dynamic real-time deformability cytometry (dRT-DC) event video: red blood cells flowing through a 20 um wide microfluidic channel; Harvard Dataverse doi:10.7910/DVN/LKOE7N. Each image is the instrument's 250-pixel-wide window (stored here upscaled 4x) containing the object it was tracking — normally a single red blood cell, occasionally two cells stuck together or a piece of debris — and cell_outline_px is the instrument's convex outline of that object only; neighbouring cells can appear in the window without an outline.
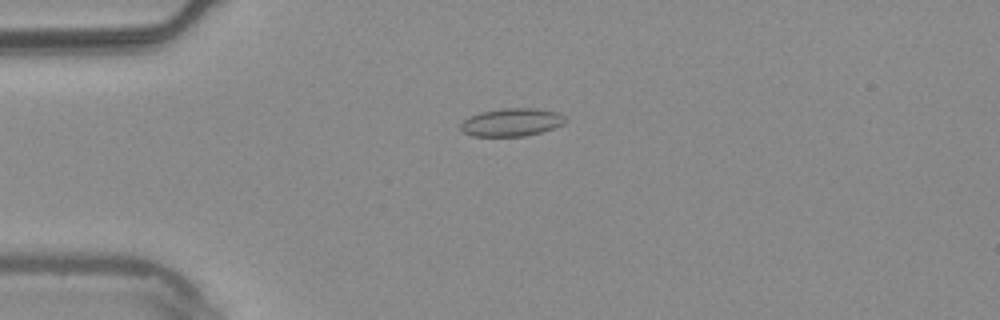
{"species": "common noctule bat (a hibernating species)", "species_latin": "Nyctalus noctula", "temperature_condition": "warm", "stored_images_in_passage": 44, "camera_frame_rate_fps": 3000, "um_per_image_px": 0.085, "animal": {"sex": "male", "body_mass_g": 20.4}, "frame": {"image": 1, "passage_image": 3, "time_ms": 0.667, "image_size_px": [1000, 320], "cell_outline_px": [[568, 120], [564, 124], [540, 132], [524, 136], [472, 136], [464, 132], [460, 128], [460, 124], [468, 116], [480, 112], [500, 108], [536, 108], [560, 112]], "centroid_in_image_um": [43.5, 10.38], "position_along_channel_um": 41.5, "area_um2": 17.22}}
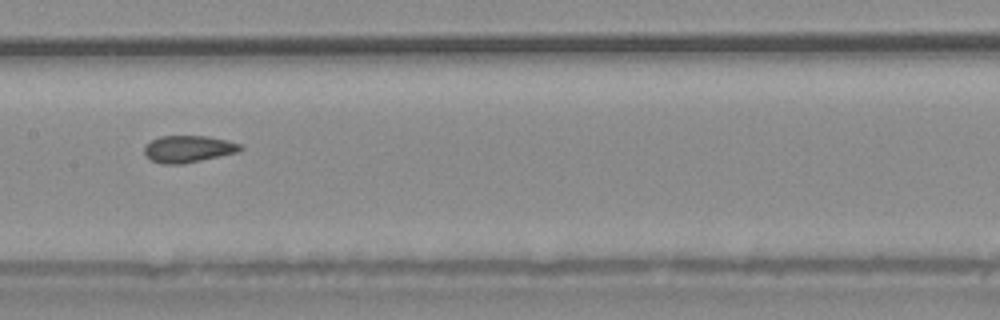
{"frame": {"image": 2, "passage_image": 17, "time_ms": 5.333, "image_size_px": [1000, 320], "cell_outline_px": [[244, 148], [240, 152], [184, 164], [160, 164], [152, 160], [144, 152], [144, 148], [152, 140], [160, 136], [208, 136], [228, 140], [240, 144]], "centroid_in_image_um": [16.06, 12.66], "position_along_channel_um": 191.3, "area_um2": 15.14}}
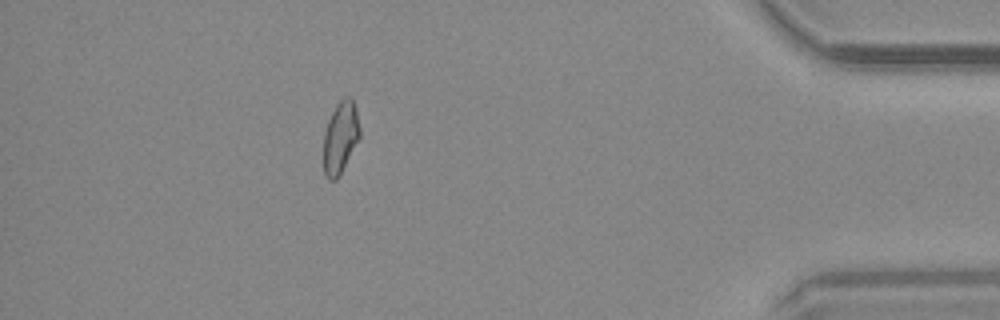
{"frame": {"image": 3, "passage_image": 38, "time_ms": 12.333, "image_size_px": [1000, 320], "cell_outline_px": [[360, 136], [336, 180], [328, 180], [324, 176], [324, 132], [328, 120], [336, 104], [340, 100], [348, 96], [352, 100], [356, 108], [360, 128]], "centroid_in_image_um": [28.92, 11.67], "position_along_channel_um": 406.3, "area_um2": 14.97}, "authors_computed_cell_mechanics": {"area_um2": 15.317, "velocity_mm_per_s": 3.7568, "shape_relaxation_time_tau1_ms": null, "shape_relaxation_time_tau2_ms": 1.6025, "deformation_change_tau1": null, "deformation_change_tau2": 0.0655}}